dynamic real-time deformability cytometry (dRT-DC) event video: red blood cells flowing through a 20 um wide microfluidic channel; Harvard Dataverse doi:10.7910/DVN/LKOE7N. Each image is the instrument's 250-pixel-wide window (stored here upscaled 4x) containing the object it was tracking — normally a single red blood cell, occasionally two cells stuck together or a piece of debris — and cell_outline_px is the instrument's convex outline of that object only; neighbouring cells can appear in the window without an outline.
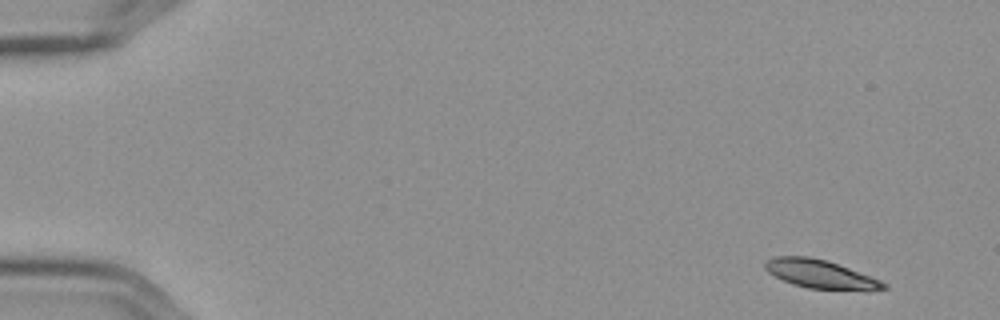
{"species": "Egyptian fruit bat (a non-hibernating species)", "species_latin": "Rousettus aegyptiacus", "temperature_condition": "cold", "stored_images_in_passage": 4, "camera_frame_rate_fps": 3000, "um_per_image_px": 0.085, "frame": {"image": 1, "passage_image": 1, "time_ms": 0.0, "image_size_px": [1000, 320], "cell_outline_px": [[888, 288], [868, 292], [808, 288], [792, 284], [768, 272], [764, 268], [764, 260], [772, 256], [808, 256], [828, 260], [880, 280], [888, 284]], "centroid_in_image_um": [69.77, 23.32], "position_along_channel_um": 15.2, "area_um2": 20.17}}
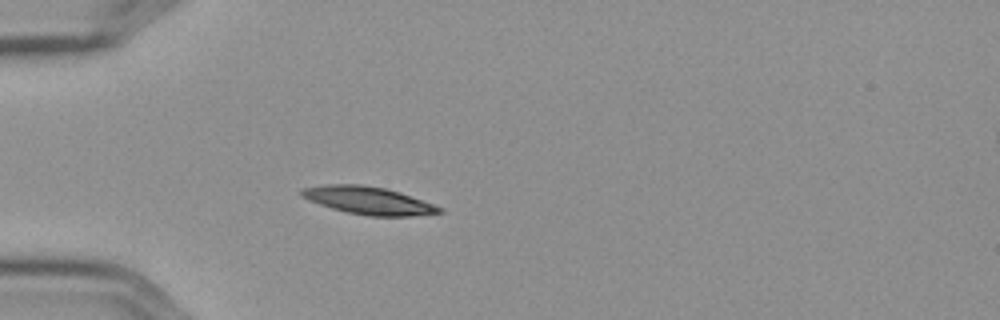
{"frame": {"image": 2, "passage_image": 4, "time_ms": 1.0, "image_size_px": [1000, 320], "cell_outline_px": [[444, 212], [412, 216], [368, 216], [348, 212], [332, 208], [308, 200], [300, 196], [300, 188], [328, 184], [360, 184], [384, 188], [400, 192], [444, 208]], "centroid_in_image_um": [31.31, 17.04], "position_along_channel_um": 53.7, "area_um2": 22.2}}